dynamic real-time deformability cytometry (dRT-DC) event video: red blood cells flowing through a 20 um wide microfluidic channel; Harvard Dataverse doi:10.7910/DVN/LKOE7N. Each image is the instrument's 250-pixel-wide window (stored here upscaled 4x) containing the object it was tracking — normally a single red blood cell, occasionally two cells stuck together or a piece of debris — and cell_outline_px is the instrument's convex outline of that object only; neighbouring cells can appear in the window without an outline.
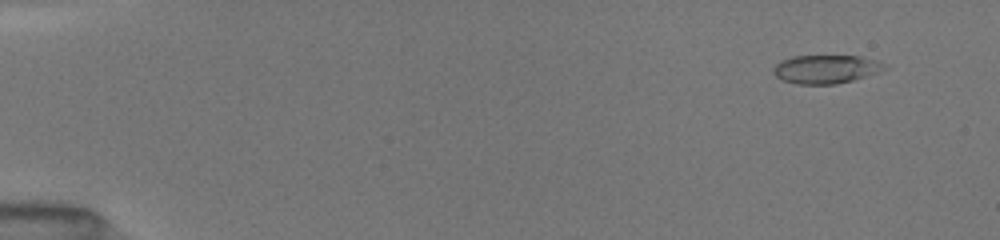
{"species": "common noctule bat (a hibernating species)", "species_latin": "Nyctalus noctula", "temperature_condition": "room temperature", "stored_images_in_passage": 15, "camera_frame_rate_fps": 3000, "um_per_image_px": 0.085, "animal": {"sex": "female", "body_mass_g": 19.5, "forearm_length_mm": 54.1}, "frame": {"image": 1, "passage_image": 2, "time_ms": 0.667, "image_size_px": [1000, 240], "cell_outline_px": [[888, 68], [880, 72], [852, 80], [836, 84], [796, 84], [780, 80], [772, 72], [772, 68], [780, 60], [792, 56], [860, 56], [880, 60], [888, 64]], "centroid_in_image_um": [70.22, 5.87], "position_along_channel_um": 14.8, "area_um2": 18.84}}
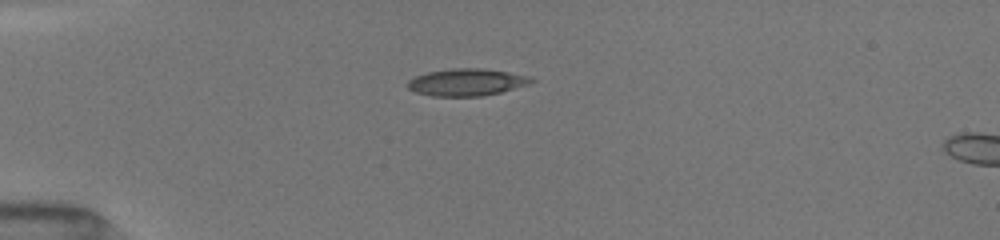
{"frame": {"image": 2, "passage_image": 9, "time_ms": 4.0, "image_size_px": [1000, 240], "cell_outline_px": [[536, 80], [528, 84], [500, 92], [484, 96], [432, 96], [416, 92], [408, 88], [408, 80], [416, 76], [428, 72], [452, 68], [484, 68], [532, 76]], "centroid_in_image_um": [39.69, 6.98], "position_along_channel_um": 45.3, "area_um2": 19.54}}
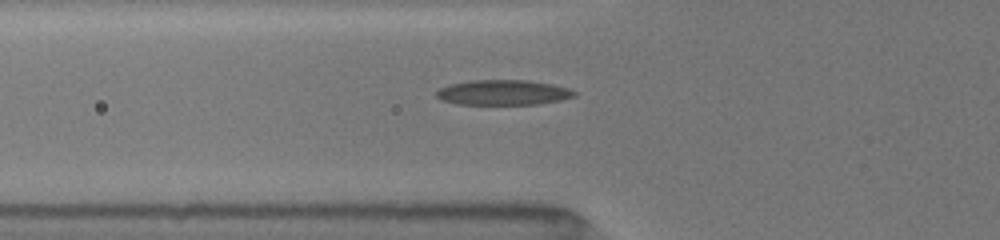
{"frame": {"image": 3, "passage_image": 14, "time_ms": 5.667, "image_size_px": [1000, 240], "cell_outline_px": [[576, 96], [560, 100], [536, 104], [456, 104], [444, 100], [436, 96], [436, 92], [440, 88], [448, 84], [472, 80], [524, 80], [552, 84], [568, 88], [576, 92]], "centroid_in_image_um": [42.76, 7.86], "position_along_channel_um": 83.0, "area_um2": 20.06}}